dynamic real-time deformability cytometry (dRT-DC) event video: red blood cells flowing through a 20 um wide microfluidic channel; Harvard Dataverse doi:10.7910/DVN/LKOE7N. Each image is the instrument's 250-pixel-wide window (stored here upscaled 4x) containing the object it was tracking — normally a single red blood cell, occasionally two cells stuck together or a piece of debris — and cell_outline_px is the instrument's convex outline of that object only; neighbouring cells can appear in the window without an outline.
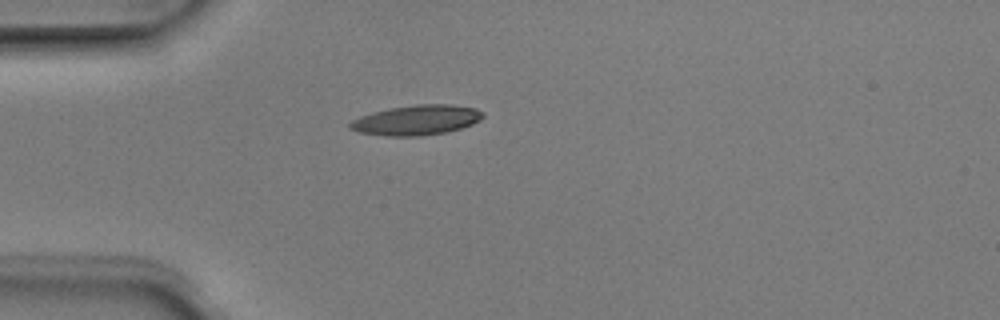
{"species": "Egyptian fruit bat (a non-hibernating species)", "species_latin": "Rousettus aegyptiacus", "temperature_condition": "room temperature", "stored_images_in_passage": 2, "camera_frame_rate_fps": 3000, "um_per_image_px": 0.085, "animal": {"sex": "male"}, "frame": {"image": 1, "passage_image": 1, "time_ms": 0.0, "image_size_px": [1000, 320], "cell_outline_px": [[484, 116], [480, 120], [472, 124], [460, 128], [444, 132], [420, 136], [384, 136], [360, 132], [348, 128], [348, 124], [352, 120], [360, 116], [372, 112], [392, 108], [416, 104], [452, 104], [476, 108], [484, 112]], "centroid_in_image_um": [35.41, 10.2], "position_along_channel_um": 49.6, "area_um2": 23.24}}